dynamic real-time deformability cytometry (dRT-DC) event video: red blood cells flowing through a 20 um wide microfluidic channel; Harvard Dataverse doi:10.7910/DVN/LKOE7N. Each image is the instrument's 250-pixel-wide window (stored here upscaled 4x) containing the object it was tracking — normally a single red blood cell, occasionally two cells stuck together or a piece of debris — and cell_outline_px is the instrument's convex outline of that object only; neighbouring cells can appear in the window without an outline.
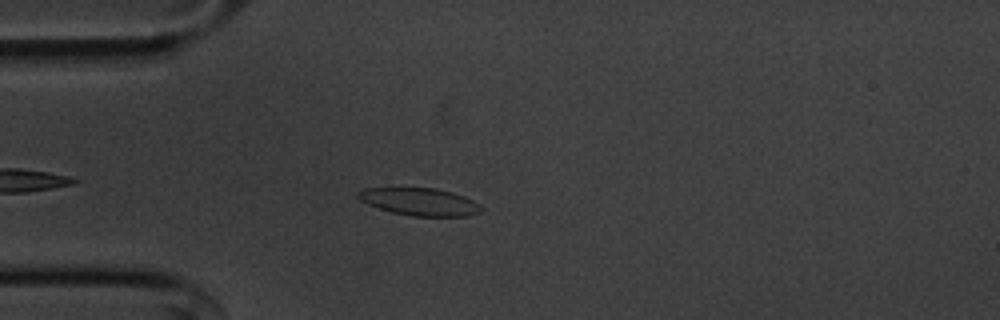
{"species": "common noctule bat (a hibernating species)", "species_latin": "Nyctalus noctula", "temperature_condition": "cold", "stored_images_in_passage": 45, "camera_frame_rate_fps": 3000, "um_per_image_px": 0.085, "animal": {"sex": "male", "body_mass_g": 20.1, "forearm_length_mm": 53.5}, "frame": {"image": 1, "passage_image": 7, "time_ms": 2.0, "image_size_px": [1000, 320], "cell_outline_px": [[484, 208], [480, 212], [468, 216], [412, 216], [392, 212], [368, 204], [360, 200], [356, 196], [356, 192], [364, 188], [436, 188], [452, 192], [464, 196], [480, 204]], "centroid_in_image_um": [35.69, 17.14], "position_along_channel_um": 49.3, "area_um2": 19.77}}
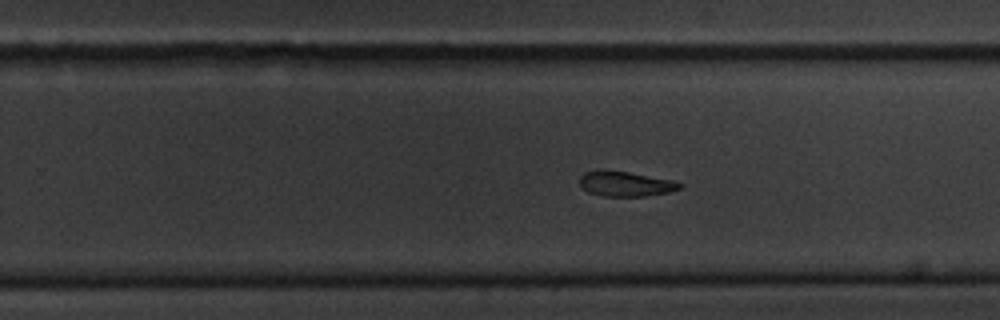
{"frame": {"image": 2, "passage_image": 23, "time_ms": 7.333, "image_size_px": [1000, 320], "cell_outline_px": [[684, 184], [680, 188], [668, 192], [644, 196], [604, 196], [588, 192], [580, 188], [580, 176], [584, 172], [600, 168], [628, 172], [672, 180]], "centroid_in_image_um": [53.1, 15.61], "position_along_channel_um": 276.7, "area_um2": 14.74}}
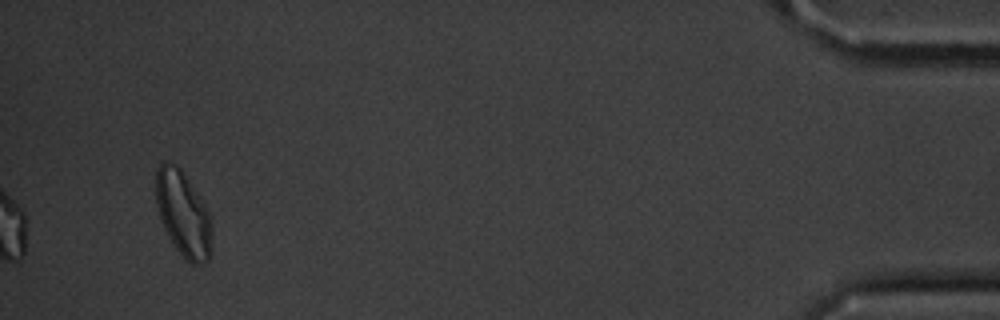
{"frame": {"image": 3, "passage_image": 45, "time_ms": 14.667, "image_size_px": [1000, 320], "cell_outline_px": [[212, 256], [204, 264], [192, 264], [184, 260], [172, 244], [160, 220], [156, 204], [156, 172], [160, 164], [164, 160], [168, 160], [176, 164], [180, 168], [200, 196], [212, 220]], "centroid_in_image_um": [15.59, 18.22], "position_along_channel_um": 419.6, "area_um2": 28.5}, "authors_computed_cell_mechanics": {"area_um2": 19.3052, "velocity_mm_per_s": 3.6279, "shape_relaxation_time_tau1_ms": 1.0415, "shape_relaxation_time_tau2_ms": 4.738, "deformation_change_tau1": 0.0566, "deformation_change_tau2": 0.1314}}